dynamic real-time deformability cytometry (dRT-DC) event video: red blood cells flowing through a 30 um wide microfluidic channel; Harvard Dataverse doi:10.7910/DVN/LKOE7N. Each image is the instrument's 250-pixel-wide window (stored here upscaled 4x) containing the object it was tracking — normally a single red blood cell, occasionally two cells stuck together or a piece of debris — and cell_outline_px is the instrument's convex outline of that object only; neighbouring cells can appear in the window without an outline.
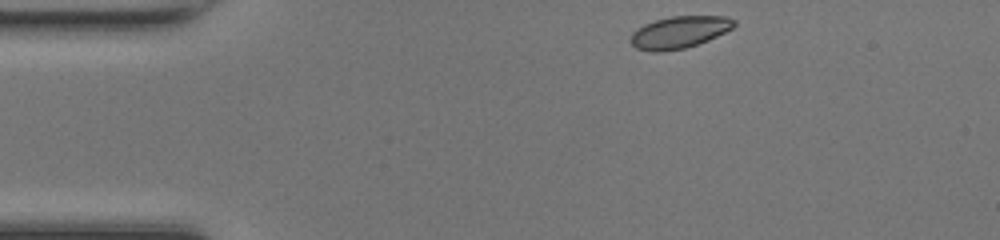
{"species": "common noctule bat (a hibernating species)", "species_latin": "Nyctalus noctula", "temperature_condition": "room temperature", "stored_images_in_passage": 42, "camera_frame_rate_fps": 3000, "um_per_image_px": 0.085, "animal": {"sex": "female", "body_mass_g": 17.0, "forearm_length_mm": 48.0}, "frame": {"image": 1, "passage_image": 1, "time_ms": 0.0, "image_size_px": [1000, 240], "cell_outline_px": [[736, 24], [732, 28], [708, 40], [684, 48], [656, 52], [652, 52], [636, 48], [628, 40], [632, 32], [636, 28], [644, 24], [656, 20], [672, 16], [728, 16], [736, 20]], "centroid_in_image_um": [57.71, 2.73], "position_along_channel_um": 27.3, "area_um2": 19.31}}
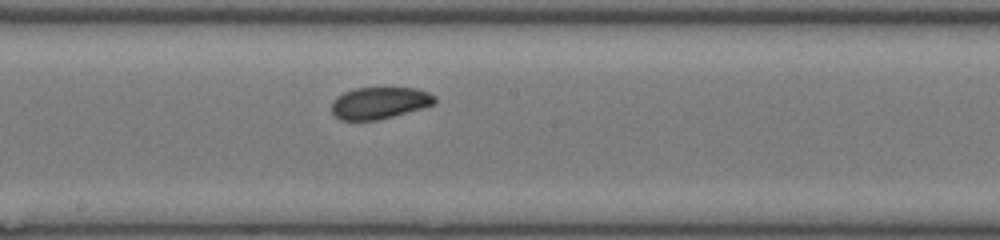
{"frame": {"image": 2, "passage_image": 19, "time_ms": 6.0, "image_size_px": [1000, 240], "cell_outline_px": [[436, 100], [432, 104], [420, 108], [392, 116], [376, 120], [340, 120], [332, 112], [332, 100], [336, 96], [344, 92], [356, 88], [416, 88], [428, 92], [436, 96]], "centroid_in_image_um": [32.22, 8.74], "position_along_channel_um": 216.0, "area_um2": 18.9}}
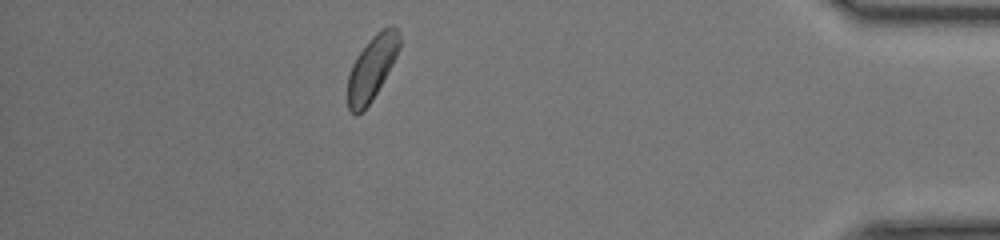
{"frame": {"image": 3, "passage_image": 36, "time_ms": 11.667, "image_size_px": [1000, 240], "cell_outline_px": [[400, 48], [392, 64], [372, 100], [356, 116], [348, 108], [348, 76], [352, 64], [356, 56], [368, 40], [376, 32], [388, 24], [392, 24], [400, 32]], "centroid_in_image_um": [31.62, 5.71], "position_along_channel_um": 403.6, "area_um2": 19.31}, "authors_computed_cell_mechanics": {"area_um2": 19.5075, "velocity_mm_per_s": 4.2045, "shape_relaxation_time_tau1_ms": 1.9426, "shape_relaxation_time_tau2_ms": null, "deformation_change_tau1": 0.0641, "deformation_change_tau2": null}}